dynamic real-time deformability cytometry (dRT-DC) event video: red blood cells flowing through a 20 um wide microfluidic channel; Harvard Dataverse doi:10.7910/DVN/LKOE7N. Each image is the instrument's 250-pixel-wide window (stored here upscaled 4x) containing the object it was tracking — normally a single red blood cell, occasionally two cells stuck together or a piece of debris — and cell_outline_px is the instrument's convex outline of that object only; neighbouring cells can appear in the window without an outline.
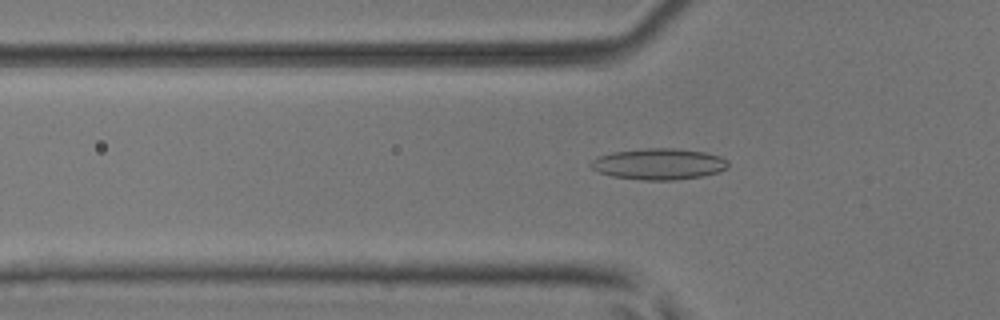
{"species": "common noctule bat (a hibernating species)", "species_latin": "Nyctalus noctula", "temperature_condition": "room temperature", "stored_images_in_passage": 49, "camera_frame_rate_fps": 3000, "um_per_image_px": 0.085, "animal": {"sex": "male", "body_mass_g": 17.9, "forearm_length_mm": 54.2}, "frame": {"image": 1, "passage_image": 16, "time_ms": 5.0, "image_size_px": [1000, 320], "cell_outline_px": [[728, 168], [720, 172], [704, 176], [676, 180], [644, 180], [612, 176], [600, 172], [592, 168], [588, 164], [592, 160], [600, 156], [612, 152], [644, 148], [672, 148], [704, 152], [720, 156], [728, 160]], "centroid_in_image_um": [56.03, 13.94], "position_along_channel_um": 69.8, "area_um2": 25.03}}
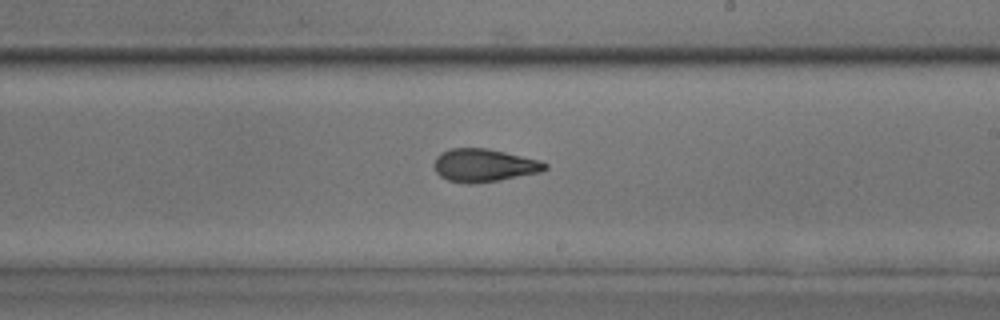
{"frame": {"image": 2, "passage_image": 29, "time_ms": 9.333, "image_size_px": [1000, 320], "cell_outline_px": [[548, 168], [544, 172], [500, 180], [476, 184], [464, 184], [448, 180], [440, 176], [436, 172], [432, 164], [436, 156], [440, 152], [448, 148], [488, 148], [540, 160], [548, 164]], "centroid_in_image_um": [41.14, 14.06], "position_along_channel_um": 247.9, "area_um2": 21.85}}
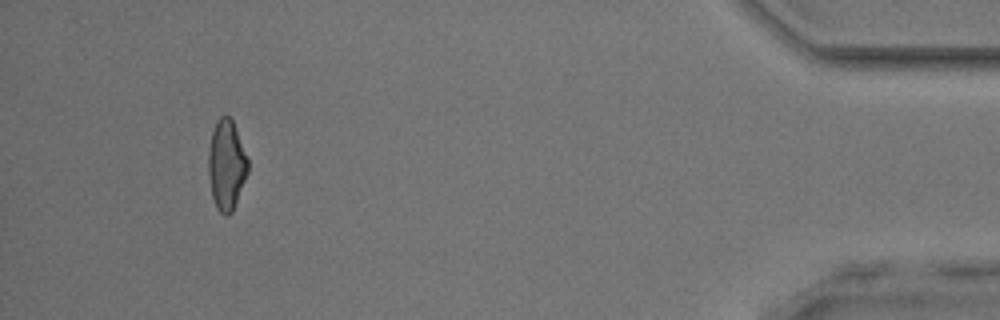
{"frame": {"image": 3, "passage_image": 46, "time_ms": 15.0, "image_size_px": [1000, 320], "cell_outline_px": [[248, 172], [232, 212], [228, 216], [224, 216], [216, 208], [212, 196], [208, 172], [208, 152], [212, 132], [216, 120], [220, 116], [228, 116], [232, 120], [248, 156]], "centroid_in_image_um": [19.25, 14.03], "position_along_channel_um": 416.0, "area_um2": 20.81}, "authors_computed_cell_mechanics": {"area_um2": 21.5594, "velocity_mm_per_s": 4.125, "shape_relaxation_time_tau1_ms": 5.0524, "shape_relaxation_time_tau2_ms": 1.849, "deformation_change_tau1": 0.1632, "deformation_change_tau2": 0.0835}}